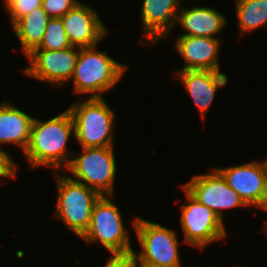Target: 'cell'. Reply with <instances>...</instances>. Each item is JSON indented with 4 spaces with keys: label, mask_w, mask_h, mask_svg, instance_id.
<instances>
[{
    "label": "cell",
    "mask_w": 267,
    "mask_h": 267,
    "mask_svg": "<svg viewBox=\"0 0 267 267\" xmlns=\"http://www.w3.org/2000/svg\"><path fill=\"white\" fill-rule=\"evenodd\" d=\"M71 134H74V123L67 109L47 121L34 118L29 144L23 153L29 166L67 168L71 161L69 156L73 155L66 146Z\"/></svg>",
    "instance_id": "1"
},
{
    "label": "cell",
    "mask_w": 267,
    "mask_h": 267,
    "mask_svg": "<svg viewBox=\"0 0 267 267\" xmlns=\"http://www.w3.org/2000/svg\"><path fill=\"white\" fill-rule=\"evenodd\" d=\"M97 46L79 49L77 64L70 81L74 92L102 98V94L116 86L124 76L127 66L109 57L108 52L98 51Z\"/></svg>",
    "instance_id": "2"
},
{
    "label": "cell",
    "mask_w": 267,
    "mask_h": 267,
    "mask_svg": "<svg viewBox=\"0 0 267 267\" xmlns=\"http://www.w3.org/2000/svg\"><path fill=\"white\" fill-rule=\"evenodd\" d=\"M74 123V136L82 148L113 146L114 111L104 98H88L67 108Z\"/></svg>",
    "instance_id": "3"
},
{
    "label": "cell",
    "mask_w": 267,
    "mask_h": 267,
    "mask_svg": "<svg viewBox=\"0 0 267 267\" xmlns=\"http://www.w3.org/2000/svg\"><path fill=\"white\" fill-rule=\"evenodd\" d=\"M55 174L58 200L54 215L81 237L89 228L94 204L101 195L70 176Z\"/></svg>",
    "instance_id": "4"
},
{
    "label": "cell",
    "mask_w": 267,
    "mask_h": 267,
    "mask_svg": "<svg viewBox=\"0 0 267 267\" xmlns=\"http://www.w3.org/2000/svg\"><path fill=\"white\" fill-rule=\"evenodd\" d=\"M110 197V199L108 198ZM110 196H100L94 204L89 228L81 236L88 244L100 242L112 254L133 252L129 233L125 230L119 208Z\"/></svg>",
    "instance_id": "5"
},
{
    "label": "cell",
    "mask_w": 267,
    "mask_h": 267,
    "mask_svg": "<svg viewBox=\"0 0 267 267\" xmlns=\"http://www.w3.org/2000/svg\"><path fill=\"white\" fill-rule=\"evenodd\" d=\"M141 252L135 253L140 264L150 267H180L179 242L174 230L161 224L136 218L132 221ZM183 267V266H181Z\"/></svg>",
    "instance_id": "6"
},
{
    "label": "cell",
    "mask_w": 267,
    "mask_h": 267,
    "mask_svg": "<svg viewBox=\"0 0 267 267\" xmlns=\"http://www.w3.org/2000/svg\"><path fill=\"white\" fill-rule=\"evenodd\" d=\"M113 149L114 146L82 148L83 153L72 158L66 168L74 176L70 178L85 184L101 196H113L117 169Z\"/></svg>",
    "instance_id": "7"
},
{
    "label": "cell",
    "mask_w": 267,
    "mask_h": 267,
    "mask_svg": "<svg viewBox=\"0 0 267 267\" xmlns=\"http://www.w3.org/2000/svg\"><path fill=\"white\" fill-rule=\"evenodd\" d=\"M187 204H182L180 224L185 243L199 249L227 236L224 221L209 207L201 204L182 186Z\"/></svg>",
    "instance_id": "8"
},
{
    "label": "cell",
    "mask_w": 267,
    "mask_h": 267,
    "mask_svg": "<svg viewBox=\"0 0 267 267\" xmlns=\"http://www.w3.org/2000/svg\"><path fill=\"white\" fill-rule=\"evenodd\" d=\"M79 49L74 46L54 51L34 49L26 56L31 63L23 69V73L36 80L60 87L72 78Z\"/></svg>",
    "instance_id": "9"
},
{
    "label": "cell",
    "mask_w": 267,
    "mask_h": 267,
    "mask_svg": "<svg viewBox=\"0 0 267 267\" xmlns=\"http://www.w3.org/2000/svg\"><path fill=\"white\" fill-rule=\"evenodd\" d=\"M182 186L201 204L212 209L221 220H224V210L248 207L215 168L212 173L194 175Z\"/></svg>",
    "instance_id": "10"
},
{
    "label": "cell",
    "mask_w": 267,
    "mask_h": 267,
    "mask_svg": "<svg viewBox=\"0 0 267 267\" xmlns=\"http://www.w3.org/2000/svg\"><path fill=\"white\" fill-rule=\"evenodd\" d=\"M215 169L248 207L265 210V181L261 162Z\"/></svg>",
    "instance_id": "11"
},
{
    "label": "cell",
    "mask_w": 267,
    "mask_h": 267,
    "mask_svg": "<svg viewBox=\"0 0 267 267\" xmlns=\"http://www.w3.org/2000/svg\"><path fill=\"white\" fill-rule=\"evenodd\" d=\"M68 40L74 47L85 48L99 44L108 29L96 11L84 3H78L61 17Z\"/></svg>",
    "instance_id": "12"
},
{
    "label": "cell",
    "mask_w": 267,
    "mask_h": 267,
    "mask_svg": "<svg viewBox=\"0 0 267 267\" xmlns=\"http://www.w3.org/2000/svg\"><path fill=\"white\" fill-rule=\"evenodd\" d=\"M181 0H144L141 8V24L147 45L156 44L169 35L175 26Z\"/></svg>",
    "instance_id": "13"
},
{
    "label": "cell",
    "mask_w": 267,
    "mask_h": 267,
    "mask_svg": "<svg viewBox=\"0 0 267 267\" xmlns=\"http://www.w3.org/2000/svg\"><path fill=\"white\" fill-rule=\"evenodd\" d=\"M220 39L208 37L178 36L175 47L185 61L179 71L210 70L220 71L218 53Z\"/></svg>",
    "instance_id": "14"
},
{
    "label": "cell",
    "mask_w": 267,
    "mask_h": 267,
    "mask_svg": "<svg viewBox=\"0 0 267 267\" xmlns=\"http://www.w3.org/2000/svg\"><path fill=\"white\" fill-rule=\"evenodd\" d=\"M177 77L186 87L200 114L204 118L211 106L218 88L226 86L228 77L220 71L184 70L177 71Z\"/></svg>",
    "instance_id": "15"
},
{
    "label": "cell",
    "mask_w": 267,
    "mask_h": 267,
    "mask_svg": "<svg viewBox=\"0 0 267 267\" xmlns=\"http://www.w3.org/2000/svg\"><path fill=\"white\" fill-rule=\"evenodd\" d=\"M226 17L210 7L180 8L176 22L186 33L179 36L217 38L218 34L227 24Z\"/></svg>",
    "instance_id": "16"
},
{
    "label": "cell",
    "mask_w": 267,
    "mask_h": 267,
    "mask_svg": "<svg viewBox=\"0 0 267 267\" xmlns=\"http://www.w3.org/2000/svg\"><path fill=\"white\" fill-rule=\"evenodd\" d=\"M34 118L15 107L11 102L0 103V146L15 144L26 150Z\"/></svg>",
    "instance_id": "17"
},
{
    "label": "cell",
    "mask_w": 267,
    "mask_h": 267,
    "mask_svg": "<svg viewBox=\"0 0 267 267\" xmlns=\"http://www.w3.org/2000/svg\"><path fill=\"white\" fill-rule=\"evenodd\" d=\"M50 19V16L41 6L33 9L12 25L21 43V51L24 52L26 56L40 45Z\"/></svg>",
    "instance_id": "18"
},
{
    "label": "cell",
    "mask_w": 267,
    "mask_h": 267,
    "mask_svg": "<svg viewBox=\"0 0 267 267\" xmlns=\"http://www.w3.org/2000/svg\"><path fill=\"white\" fill-rule=\"evenodd\" d=\"M235 4L241 35L267 25V0H236Z\"/></svg>",
    "instance_id": "19"
},
{
    "label": "cell",
    "mask_w": 267,
    "mask_h": 267,
    "mask_svg": "<svg viewBox=\"0 0 267 267\" xmlns=\"http://www.w3.org/2000/svg\"><path fill=\"white\" fill-rule=\"evenodd\" d=\"M71 46L61 18H51L48 21L40 45L35 49L54 51L63 50Z\"/></svg>",
    "instance_id": "20"
},
{
    "label": "cell",
    "mask_w": 267,
    "mask_h": 267,
    "mask_svg": "<svg viewBox=\"0 0 267 267\" xmlns=\"http://www.w3.org/2000/svg\"><path fill=\"white\" fill-rule=\"evenodd\" d=\"M42 6V0H13L6 10L10 15L12 25L21 17L30 13L33 9Z\"/></svg>",
    "instance_id": "21"
},
{
    "label": "cell",
    "mask_w": 267,
    "mask_h": 267,
    "mask_svg": "<svg viewBox=\"0 0 267 267\" xmlns=\"http://www.w3.org/2000/svg\"><path fill=\"white\" fill-rule=\"evenodd\" d=\"M78 3V0H42V8L50 18H61Z\"/></svg>",
    "instance_id": "22"
},
{
    "label": "cell",
    "mask_w": 267,
    "mask_h": 267,
    "mask_svg": "<svg viewBox=\"0 0 267 267\" xmlns=\"http://www.w3.org/2000/svg\"><path fill=\"white\" fill-rule=\"evenodd\" d=\"M135 251L126 254H112L104 267H139Z\"/></svg>",
    "instance_id": "23"
},
{
    "label": "cell",
    "mask_w": 267,
    "mask_h": 267,
    "mask_svg": "<svg viewBox=\"0 0 267 267\" xmlns=\"http://www.w3.org/2000/svg\"><path fill=\"white\" fill-rule=\"evenodd\" d=\"M16 173H17L16 163L10 157V154H8V152H6L5 150L3 151L2 148H0V179L2 177L16 178Z\"/></svg>",
    "instance_id": "24"
},
{
    "label": "cell",
    "mask_w": 267,
    "mask_h": 267,
    "mask_svg": "<svg viewBox=\"0 0 267 267\" xmlns=\"http://www.w3.org/2000/svg\"><path fill=\"white\" fill-rule=\"evenodd\" d=\"M265 181V210L267 211V158L261 161Z\"/></svg>",
    "instance_id": "25"
},
{
    "label": "cell",
    "mask_w": 267,
    "mask_h": 267,
    "mask_svg": "<svg viewBox=\"0 0 267 267\" xmlns=\"http://www.w3.org/2000/svg\"><path fill=\"white\" fill-rule=\"evenodd\" d=\"M13 0H4L5 8L12 2Z\"/></svg>",
    "instance_id": "26"
},
{
    "label": "cell",
    "mask_w": 267,
    "mask_h": 267,
    "mask_svg": "<svg viewBox=\"0 0 267 267\" xmlns=\"http://www.w3.org/2000/svg\"><path fill=\"white\" fill-rule=\"evenodd\" d=\"M139 267H150V266L140 264Z\"/></svg>",
    "instance_id": "27"
},
{
    "label": "cell",
    "mask_w": 267,
    "mask_h": 267,
    "mask_svg": "<svg viewBox=\"0 0 267 267\" xmlns=\"http://www.w3.org/2000/svg\"><path fill=\"white\" fill-rule=\"evenodd\" d=\"M264 223H266L267 224V221H264ZM265 232H266V234H267V229L265 228V230H264Z\"/></svg>",
    "instance_id": "28"
}]
</instances>
